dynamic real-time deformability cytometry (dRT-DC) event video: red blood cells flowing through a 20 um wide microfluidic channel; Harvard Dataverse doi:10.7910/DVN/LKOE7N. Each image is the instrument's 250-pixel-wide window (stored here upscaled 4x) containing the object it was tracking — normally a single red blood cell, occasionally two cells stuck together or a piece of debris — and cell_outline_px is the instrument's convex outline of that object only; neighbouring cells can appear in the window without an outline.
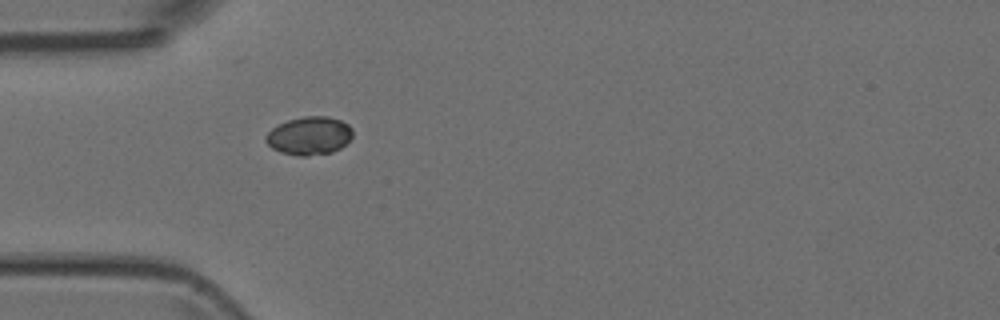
{"species": "Egyptian fruit bat (a non-hibernating species)", "species_latin": "Rousettus aegyptiacus", "temperature_condition": "room temperature", "stored_images_in_passage": 2, "camera_frame_rate_fps": 3000, "um_per_image_px": 0.085, "animal": {"sex": "female"}, "frame": {"image": 1, "passage_image": 2, "time_ms": 1.333, "image_size_px": [1000, 320], "cell_outline_px": [[352, 136], [340, 148], [332, 152], [308, 156], [300, 156], [280, 152], [272, 148], [264, 140], [264, 136], [272, 128], [288, 120], [304, 116], [328, 116], [340, 120], [348, 124], [352, 128]], "centroid_in_image_um": [26.27, 11.54], "position_along_channel_um": 58.7, "area_um2": 19.31}}